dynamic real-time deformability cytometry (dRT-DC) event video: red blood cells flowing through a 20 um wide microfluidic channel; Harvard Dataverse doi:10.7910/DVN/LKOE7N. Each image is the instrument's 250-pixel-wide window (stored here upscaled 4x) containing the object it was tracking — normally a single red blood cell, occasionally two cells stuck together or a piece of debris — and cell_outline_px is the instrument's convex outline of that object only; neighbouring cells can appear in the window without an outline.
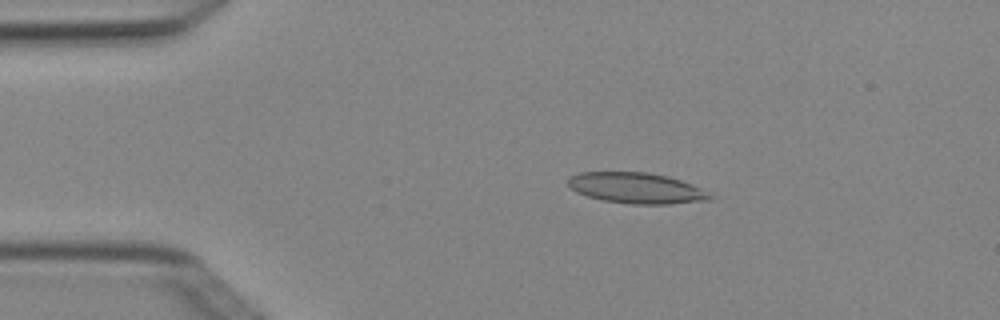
{"species": "Egyptian fruit bat (a non-hibernating species)", "species_latin": "Rousettus aegyptiacus", "temperature_condition": "cold", "stored_images_in_passage": 4, "camera_frame_rate_fps": 3000, "um_per_image_px": 0.085, "animal": {"sex": "female"}, "frame": {"image": 1, "passage_image": 2, "time_ms": 0.333, "image_size_px": [1000, 320], "cell_outline_px": [[716, 200], [668, 204], [632, 204], [604, 200], [588, 196], [576, 192], [568, 184], [568, 176], [580, 172], [648, 172], [668, 176], [692, 184], [716, 196]], "centroid_in_image_um": [54.15, 15.99], "position_along_channel_um": 30.8, "area_um2": 25.66}}
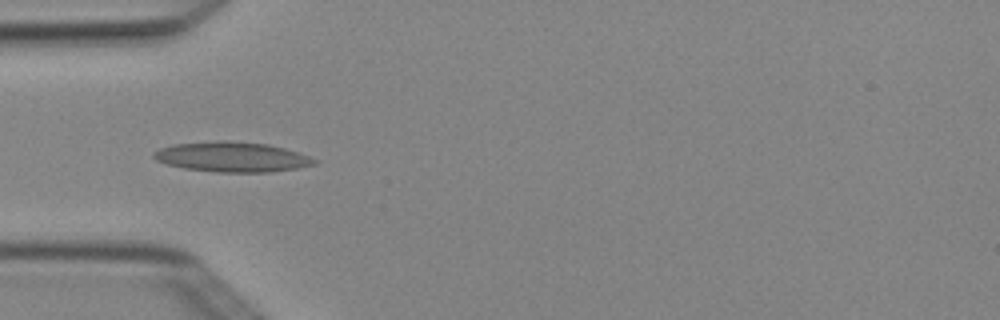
{"frame": {"image": 2, "passage_image": 4, "time_ms": 1.0, "image_size_px": [1000, 320], "cell_outline_px": [[316, 164], [296, 168], [268, 172], [216, 172], [184, 168], [168, 164], [156, 160], [152, 156], [152, 152], [160, 148], [172, 144], [216, 140], [228, 140], [268, 144], [284, 148], [308, 156], [316, 160]], "centroid_in_image_um": [19.67, 13.32], "position_along_channel_um": 65.3, "area_um2": 28.09}}